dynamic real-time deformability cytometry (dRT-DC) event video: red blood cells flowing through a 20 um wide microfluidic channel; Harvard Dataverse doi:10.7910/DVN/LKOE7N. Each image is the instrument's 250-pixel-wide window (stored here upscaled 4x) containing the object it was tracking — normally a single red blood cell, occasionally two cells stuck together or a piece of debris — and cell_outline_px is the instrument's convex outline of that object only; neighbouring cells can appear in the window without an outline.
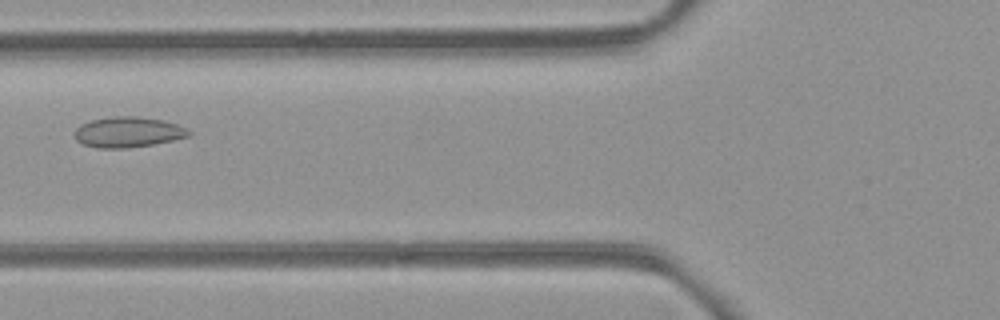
{"species": "common noctule bat (a hibernating species)", "species_latin": "Nyctalus noctula", "temperature_condition": "room temperature", "stored_images_in_passage": 2, "camera_frame_rate_fps": 3000, "um_per_image_px": 0.085, "animal": {"sex": "female", "body_mass_g": 21.9}, "frame": {"image": 1, "passage_image": 2, "time_ms": 1.333, "image_size_px": [1000, 320], "cell_outline_px": [[192, 132], [188, 136], [172, 140], [152, 144], [124, 148], [96, 148], [84, 144], [76, 140], [72, 132], [80, 124], [92, 120], [112, 116], [136, 116], [164, 120], [176, 124]], "centroid_in_image_um": [10.82, 11.22], "position_along_channel_um": 115.0, "area_um2": 20.23}}